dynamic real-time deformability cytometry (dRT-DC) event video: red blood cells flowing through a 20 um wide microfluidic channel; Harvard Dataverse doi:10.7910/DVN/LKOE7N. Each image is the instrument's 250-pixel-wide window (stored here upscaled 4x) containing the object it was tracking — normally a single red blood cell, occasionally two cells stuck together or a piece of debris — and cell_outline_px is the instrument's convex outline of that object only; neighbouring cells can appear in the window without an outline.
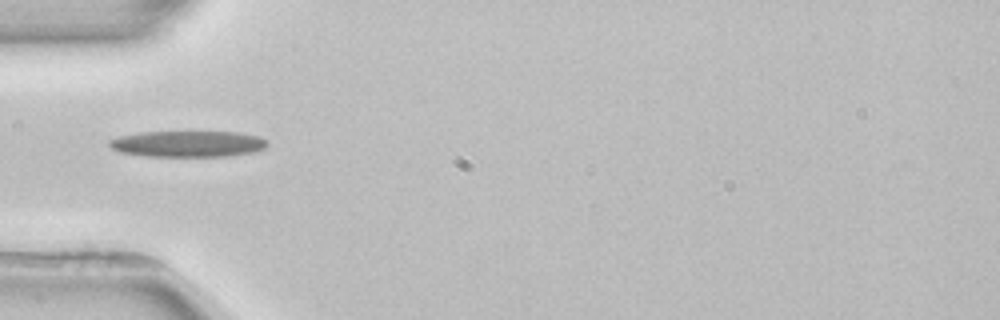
{"species": "common noctule bat (a hibernating species)", "species_latin": "Nyctalus noctula", "temperature_condition": "room temperature", "stored_images_in_passage": 3, "camera_frame_rate_fps": 3000, "um_per_image_px": 0.085, "animal": {"sex": "female", "body_mass_g": 22.7, "forearm_length_mm": 54.2}, "frame": {"image": 1, "passage_image": 3, "time_ms": 2.667, "image_size_px": [1000, 320], "cell_outline_px": [[268, 144], [264, 148], [252, 152], [224, 156], [148, 156], [120, 152], [112, 148], [108, 144], [108, 140], [120, 136], [140, 132], [236, 132], [260, 136], [268, 140]], "centroid_in_image_um": [15.97, 12.22], "position_along_channel_um": 69.0, "area_um2": 23.99}}